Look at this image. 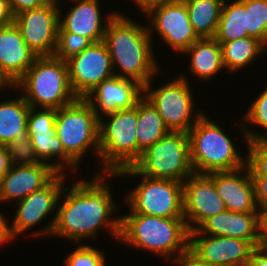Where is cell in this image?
Listing matches in <instances>:
<instances>
[{
    "instance_id": "bcb514c9",
    "label": "cell",
    "mask_w": 267,
    "mask_h": 266,
    "mask_svg": "<svg viewBox=\"0 0 267 266\" xmlns=\"http://www.w3.org/2000/svg\"><path fill=\"white\" fill-rule=\"evenodd\" d=\"M3 177L4 175L0 173V193H1L2 185H3Z\"/></svg>"
},
{
    "instance_id": "603a6c76",
    "label": "cell",
    "mask_w": 267,
    "mask_h": 266,
    "mask_svg": "<svg viewBox=\"0 0 267 266\" xmlns=\"http://www.w3.org/2000/svg\"><path fill=\"white\" fill-rule=\"evenodd\" d=\"M36 57L27 46L15 23L0 27V67L16 83L32 66Z\"/></svg>"
},
{
    "instance_id": "7402d4cb",
    "label": "cell",
    "mask_w": 267,
    "mask_h": 266,
    "mask_svg": "<svg viewBox=\"0 0 267 266\" xmlns=\"http://www.w3.org/2000/svg\"><path fill=\"white\" fill-rule=\"evenodd\" d=\"M57 174L53 166L41 161L33 165H11L3 177L0 203L21 201L45 187Z\"/></svg>"
},
{
    "instance_id": "e0dca14e",
    "label": "cell",
    "mask_w": 267,
    "mask_h": 266,
    "mask_svg": "<svg viewBox=\"0 0 267 266\" xmlns=\"http://www.w3.org/2000/svg\"><path fill=\"white\" fill-rule=\"evenodd\" d=\"M189 249L211 266H247L256 247L243 239L190 231Z\"/></svg>"
},
{
    "instance_id": "ffe728a7",
    "label": "cell",
    "mask_w": 267,
    "mask_h": 266,
    "mask_svg": "<svg viewBox=\"0 0 267 266\" xmlns=\"http://www.w3.org/2000/svg\"><path fill=\"white\" fill-rule=\"evenodd\" d=\"M100 0H70L72 7L63 15L59 9L58 32H72L90 38L94 43L104 40L109 21L117 13L115 10L102 17ZM101 8V9H100ZM104 22V23H103Z\"/></svg>"
},
{
    "instance_id": "3957f363",
    "label": "cell",
    "mask_w": 267,
    "mask_h": 266,
    "mask_svg": "<svg viewBox=\"0 0 267 266\" xmlns=\"http://www.w3.org/2000/svg\"><path fill=\"white\" fill-rule=\"evenodd\" d=\"M120 243L172 261L189 248L184 217L163 218L139 213L120 215ZM170 259V260H169Z\"/></svg>"
},
{
    "instance_id": "7bdbcfd3",
    "label": "cell",
    "mask_w": 267,
    "mask_h": 266,
    "mask_svg": "<svg viewBox=\"0 0 267 266\" xmlns=\"http://www.w3.org/2000/svg\"><path fill=\"white\" fill-rule=\"evenodd\" d=\"M14 88L13 91L17 88V83L13 80V78L0 67V91L4 88L8 90V88Z\"/></svg>"
},
{
    "instance_id": "6da1fadb",
    "label": "cell",
    "mask_w": 267,
    "mask_h": 266,
    "mask_svg": "<svg viewBox=\"0 0 267 266\" xmlns=\"http://www.w3.org/2000/svg\"><path fill=\"white\" fill-rule=\"evenodd\" d=\"M93 175L92 179L73 180V184L64 186L51 236L56 235L78 244L83 240L97 239L101 229L107 227L111 237L119 240L121 217H114L119 205L110 190L112 185L108 180L111 173Z\"/></svg>"
},
{
    "instance_id": "d6986e66",
    "label": "cell",
    "mask_w": 267,
    "mask_h": 266,
    "mask_svg": "<svg viewBox=\"0 0 267 266\" xmlns=\"http://www.w3.org/2000/svg\"><path fill=\"white\" fill-rule=\"evenodd\" d=\"M214 181L226 209L240 213H261L256 201L255 185L247 165L234 171L208 174Z\"/></svg>"
},
{
    "instance_id": "60d3db41",
    "label": "cell",
    "mask_w": 267,
    "mask_h": 266,
    "mask_svg": "<svg viewBox=\"0 0 267 266\" xmlns=\"http://www.w3.org/2000/svg\"><path fill=\"white\" fill-rule=\"evenodd\" d=\"M135 3L140 12L146 14L149 10L156 6L166 4L173 0H130Z\"/></svg>"
},
{
    "instance_id": "7a4b0ae2",
    "label": "cell",
    "mask_w": 267,
    "mask_h": 266,
    "mask_svg": "<svg viewBox=\"0 0 267 266\" xmlns=\"http://www.w3.org/2000/svg\"><path fill=\"white\" fill-rule=\"evenodd\" d=\"M103 41L114 76L134 80L143 87L158 77L161 66L154 56L147 24L137 23L118 10L107 25Z\"/></svg>"
},
{
    "instance_id": "e575fe53",
    "label": "cell",
    "mask_w": 267,
    "mask_h": 266,
    "mask_svg": "<svg viewBox=\"0 0 267 266\" xmlns=\"http://www.w3.org/2000/svg\"><path fill=\"white\" fill-rule=\"evenodd\" d=\"M246 144V165L252 176H267V140H252Z\"/></svg>"
},
{
    "instance_id": "f546056e",
    "label": "cell",
    "mask_w": 267,
    "mask_h": 266,
    "mask_svg": "<svg viewBox=\"0 0 267 266\" xmlns=\"http://www.w3.org/2000/svg\"><path fill=\"white\" fill-rule=\"evenodd\" d=\"M264 88L263 91L258 93L257 98L253 102H250L251 105L248 106L245 115L243 114L244 117L242 118L244 120L237 123L239 124L241 134L243 131V137L245 138L243 140L246 143L252 140H267V86ZM247 123L252 128L253 125L258 126V128L261 127L264 133H258L260 132L259 130L257 132L256 130H251Z\"/></svg>"
},
{
    "instance_id": "74e56055",
    "label": "cell",
    "mask_w": 267,
    "mask_h": 266,
    "mask_svg": "<svg viewBox=\"0 0 267 266\" xmlns=\"http://www.w3.org/2000/svg\"><path fill=\"white\" fill-rule=\"evenodd\" d=\"M49 1L50 0H9V5L15 16L22 11L42 6Z\"/></svg>"
},
{
    "instance_id": "52a82bcc",
    "label": "cell",
    "mask_w": 267,
    "mask_h": 266,
    "mask_svg": "<svg viewBox=\"0 0 267 266\" xmlns=\"http://www.w3.org/2000/svg\"><path fill=\"white\" fill-rule=\"evenodd\" d=\"M139 177L140 183L127 190L124 203L128 213H139L163 218L184 217L183 182L169 179H154L138 173L132 166L117 173H111L113 179L118 177Z\"/></svg>"
},
{
    "instance_id": "f35d334b",
    "label": "cell",
    "mask_w": 267,
    "mask_h": 266,
    "mask_svg": "<svg viewBox=\"0 0 267 266\" xmlns=\"http://www.w3.org/2000/svg\"><path fill=\"white\" fill-rule=\"evenodd\" d=\"M247 266H267V244L252 252Z\"/></svg>"
},
{
    "instance_id": "9a60e30c",
    "label": "cell",
    "mask_w": 267,
    "mask_h": 266,
    "mask_svg": "<svg viewBox=\"0 0 267 266\" xmlns=\"http://www.w3.org/2000/svg\"><path fill=\"white\" fill-rule=\"evenodd\" d=\"M66 62L69 83L77 98H85L103 80L114 76L109 50L104 41L93 43Z\"/></svg>"
},
{
    "instance_id": "7c38bea8",
    "label": "cell",
    "mask_w": 267,
    "mask_h": 266,
    "mask_svg": "<svg viewBox=\"0 0 267 266\" xmlns=\"http://www.w3.org/2000/svg\"><path fill=\"white\" fill-rule=\"evenodd\" d=\"M56 114L57 109L30 107L27 118L28 134L39 161L50 164L58 173L74 171L75 175L79 166L65 153L57 136Z\"/></svg>"
},
{
    "instance_id": "d6a6232c",
    "label": "cell",
    "mask_w": 267,
    "mask_h": 266,
    "mask_svg": "<svg viewBox=\"0 0 267 266\" xmlns=\"http://www.w3.org/2000/svg\"><path fill=\"white\" fill-rule=\"evenodd\" d=\"M63 260V266H109L101 249L88 243L77 244ZM93 246V247H92Z\"/></svg>"
},
{
    "instance_id": "ee69618b",
    "label": "cell",
    "mask_w": 267,
    "mask_h": 266,
    "mask_svg": "<svg viewBox=\"0 0 267 266\" xmlns=\"http://www.w3.org/2000/svg\"><path fill=\"white\" fill-rule=\"evenodd\" d=\"M11 167L9 155L5 145L0 144V173L5 174Z\"/></svg>"
},
{
    "instance_id": "d4e9b609",
    "label": "cell",
    "mask_w": 267,
    "mask_h": 266,
    "mask_svg": "<svg viewBox=\"0 0 267 266\" xmlns=\"http://www.w3.org/2000/svg\"><path fill=\"white\" fill-rule=\"evenodd\" d=\"M222 49V62L228 75L245 70L255 59L266 53V47L257 39L243 37L229 42H218ZM259 56V57H258Z\"/></svg>"
},
{
    "instance_id": "8992f818",
    "label": "cell",
    "mask_w": 267,
    "mask_h": 266,
    "mask_svg": "<svg viewBox=\"0 0 267 266\" xmlns=\"http://www.w3.org/2000/svg\"><path fill=\"white\" fill-rule=\"evenodd\" d=\"M137 122L138 101L134 108L99 118L98 163L102 170L96 173H117L138 160Z\"/></svg>"
},
{
    "instance_id": "ab89813d",
    "label": "cell",
    "mask_w": 267,
    "mask_h": 266,
    "mask_svg": "<svg viewBox=\"0 0 267 266\" xmlns=\"http://www.w3.org/2000/svg\"><path fill=\"white\" fill-rule=\"evenodd\" d=\"M14 23V15L11 11L9 0H0V27Z\"/></svg>"
},
{
    "instance_id": "4dcf8cb0",
    "label": "cell",
    "mask_w": 267,
    "mask_h": 266,
    "mask_svg": "<svg viewBox=\"0 0 267 266\" xmlns=\"http://www.w3.org/2000/svg\"><path fill=\"white\" fill-rule=\"evenodd\" d=\"M247 12V34L267 48V0H239Z\"/></svg>"
},
{
    "instance_id": "4316f807",
    "label": "cell",
    "mask_w": 267,
    "mask_h": 266,
    "mask_svg": "<svg viewBox=\"0 0 267 266\" xmlns=\"http://www.w3.org/2000/svg\"><path fill=\"white\" fill-rule=\"evenodd\" d=\"M199 38H214L225 0H183Z\"/></svg>"
},
{
    "instance_id": "b9f144b4",
    "label": "cell",
    "mask_w": 267,
    "mask_h": 266,
    "mask_svg": "<svg viewBox=\"0 0 267 266\" xmlns=\"http://www.w3.org/2000/svg\"><path fill=\"white\" fill-rule=\"evenodd\" d=\"M3 214L4 213L0 211V245L9 243L8 241L12 242V240L10 239L9 233H8L9 219L8 217L6 218V216Z\"/></svg>"
},
{
    "instance_id": "44dd1931",
    "label": "cell",
    "mask_w": 267,
    "mask_h": 266,
    "mask_svg": "<svg viewBox=\"0 0 267 266\" xmlns=\"http://www.w3.org/2000/svg\"><path fill=\"white\" fill-rule=\"evenodd\" d=\"M197 230L206 235L231 237L263 246L261 213H240L226 210L206 219Z\"/></svg>"
},
{
    "instance_id": "9c48e42d",
    "label": "cell",
    "mask_w": 267,
    "mask_h": 266,
    "mask_svg": "<svg viewBox=\"0 0 267 266\" xmlns=\"http://www.w3.org/2000/svg\"><path fill=\"white\" fill-rule=\"evenodd\" d=\"M132 167L146 177L184 182L194 173L190 161L188 133L169 131L146 148Z\"/></svg>"
},
{
    "instance_id": "f1b7e54d",
    "label": "cell",
    "mask_w": 267,
    "mask_h": 266,
    "mask_svg": "<svg viewBox=\"0 0 267 266\" xmlns=\"http://www.w3.org/2000/svg\"><path fill=\"white\" fill-rule=\"evenodd\" d=\"M243 37H248L245 6L239 0H225L214 38L218 42H229Z\"/></svg>"
},
{
    "instance_id": "277c9868",
    "label": "cell",
    "mask_w": 267,
    "mask_h": 266,
    "mask_svg": "<svg viewBox=\"0 0 267 266\" xmlns=\"http://www.w3.org/2000/svg\"><path fill=\"white\" fill-rule=\"evenodd\" d=\"M221 127L204 112L189 130L190 161L194 173L234 171L246 165L247 155L238 150L237 143H233L231 135Z\"/></svg>"
},
{
    "instance_id": "d590c367",
    "label": "cell",
    "mask_w": 267,
    "mask_h": 266,
    "mask_svg": "<svg viewBox=\"0 0 267 266\" xmlns=\"http://www.w3.org/2000/svg\"><path fill=\"white\" fill-rule=\"evenodd\" d=\"M252 177L255 185L257 205L262 212L267 207V176Z\"/></svg>"
},
{
    "instance_id": "4fadbf2b",
    "label": "cell",
    "mask_w": 267,
    "mask_h": 266,
    "mask_svg": "<svg viewBox=\"0 0 267 266\" xmlns=\"http://www.w3.org/2000/svg\"><path fill=\"white\" fill-rule=\"evenodd\" d=\"M59 0H50L37 8L14 16V23L29 49L37 56H54L59 29Z\"/></svg>"
},
{
    "instance_id": "2e32d148",
    "label": "cell",
    "mask_w": 267,
    "mask_h": 266,
    "mask_svg": "<svg viewBox=\"0 0 267 266\" xmlns=\"http://www.w3.org/2000/svg\"><path fill=\"white\" fill-rule=\"evenodd\" d=\"M213 179L208 174L193 173L183 182V213L189 231L206 219L226 211Z\"/></svg>"
},
{
    "instance_id": "1f68e13d",
    "label": "cell",
    "mask_w": 267,
    "mask_h": 266,
    "mask_svg": "<svg viewBox=\"0 0 267 266\" xmlns=\"http://www.w3.org/2000/svg\"><path fill=\"white\" fill-rule=\"evenodd\" d=\"M11 165H33L40 161L36 157L28 130L20 132L6 145Z\"/></svg>"
},
{
    "instance_id": "8d00e7d4",
    "label": "cell",
    "mask_w": 267,
    "mask_h": 266,
    "mask_svg": "<svg viewBox=\"0 0 267 266\" xmlns=\"http://www.w3.org/2000/svg\"><path fill=\"white\" fill-rule=\"evenodd\" d=\"M174 266H211L196 254H194L189 248L181 255L172 260Z\"/></svg>"
},
{
    "instance_id": "cb8c5ba5",
    "label": "cell",
    "mask_w": 267,
    "mask_h": 266,
    "mask_svg": "<svg viewBox=\"0 0 267 266\" xmlns=\"http://www.w3.org/2000/svg\"><path fill=\"white\" fill-rule=\"evenodd\" d=\"M190 55L187 68L192 75L197 77L201 82L209 83L214 76L223 71L221 45L215 38H199L181 55ZM204 80V81H203Z\"/></svg>"
},
{
    "instance_id": "5b68a950",
    "label": "cell",
    "mask_w": 267,
    "mask_h": 266,
    "mask_svg": "<svg viewBox=\"0 0 267 266\" xmlns=\"http://www.w3.org/2000/svg\"><path fill=\"white\" fill-rule=\"evenodd\" d=\"M17 90L32 108L59 109L77 99L69 83L67 62L55 56L36 57L17 82Z\"/></svg>"
},
{
    "instance_id": "ba28073f",
    "label": "cell",
    "mask_w": 267,
    "mask_h": 266,
    "mask_svg": "<svg viewBox=\"0 0 267 266\" xmlns=\"http://www.w3.org/2000/svg\"><path fill=\"white\" fill-rule=\"evenodd\" d=\"M55 126L65 153L77 165L92 149L99 161V118L84 98L57 109Z\"/></svg>"
},
{
    "instance_id": "f6af8a7d",
    "label": "cell",
    "mask_w": 267,
    "mask_h": 266,
    "mask_svg": "<svg viewBox=\"0 0 267 266\" xmlns=\"http://www.w3.org/2000/svg\"><path fill=\"white\" fill-rule=\"evenodd\" d=\"M262 235L267 244V207L261 212Z\"/></svg>"
},
{
    "instance_id": "8fae6325",
    "label": "cell",
    "mask_w": 267,
    "mask_h": 266,
    "mask_svg": "<svg viewBox=\"0 0 267 266\" xmlns=\"http://www.w3.org/2000/svg\"><path fill=\"white\" fill-rule=\"evenodd\" d=\"M68 177V174L58 173L45 187L34 191L21 201L15 203L16 205L18 204L15 207L17 208L14 213L15 217L13 216L11 223L8 222V233L12 241L15 238L21 237V234L27 233V230H31L38 224L40 225L54 211V216L48 218L51 220L46 225H43L42 229L33 231L35 237H40L41 234L45 236L52 234L57 216L56 206L65 184L69 181Z\"/></svg>"
},
{
    "instance_id": "836d02e7",
    "label": "cell",
    "mask_w": 267,
    "mask_h": 266,
    "mask_svg": "<svg viewBox=\"0 0 267 266\" xmlns=\"http://www.w3.org/2000/svg\"><path fill=\"white\" fill-rule=\"evenodd\" d=\"M93 43L88 37L72 32H58L57 47L54 56L63 61H67Z\"/></svg>"
},
{
    "instance_id": "5bb4252c",
    "label": "cell",
    "mask_w": 267,
    "mask_h": 266,
    "mask_svg": "<svg viewBox=\"0 0 267 266\" xmlns=\"http://www.w3.org/2000/svg\"><path fill=\"white\" fill-rule=\"evenodd\" d=\"M145 15L146 19L149 18L150 26L148 24L147 28L152 42L154 33H157L159 40L164 41L162 44L171 48V51L182 54L199 39L189 21L183 0H173L156 6Z\"/></svg>"
},
{
    "instance_id": "83f0119b",
    "label": "cell",
    "mask_w": 267,
    "mask_h": 266,
    "mask_svg": "<svg viewBox=\"0 0 267 266\" xmlns=\"http://www.w3.org/2000/svg\"><path fill=\"white\" fill-rule=\"evenodd\" d=\"M29 104L23 95L0 101V144L12 142L20 132L27 129Z\"/></svg>"
},
{
    "instance_id": "484cf974",
    "label": "cell",
    "mask_w": 267,
    "mask_h": 266,
    "mask_svg": "<svg viewBox=\"0 0 267 266\" xmlns=\"http://www.w3.org/2000/svg\"><path fill=\"white\" fill-rule=\"evenodd\" d=\"M169 131L158 110L147 98L142 96L138 100V122L136 127L138 159L146 148L155 144Z\"/></svg>"
},
{
    "instance_id": "ac0fdd59",
    "label": "cell",
    "mask_w": 267,
    "mask_h": 266,
    "mask_svg": "<svg viewBox=\"0 0 267 266\" xmlns=\"http://www.w3.org/2000/svg\"><path fill=\"white\" fill-rule=\"evenodd\" d=\"M142 96L143 86L138 82L112 76L98 84L84 99L101 118L116 111L134 108Z\"/></svg>"
},
{
    "instance_id": "30bf717a",
    "label": "cell",
    "mask_w": 267,
    "mask_h": 266,
    "mask_svg": "<svg viewBox=\"0 0 267 266\" xmlns=\"http://www.w3.org/2000/svg\"><path fill=\"white\" fill-rule=\"evenodd\" d=\"M172 79L160 87L152 86L151 80L143 87V96L158 110L170 131L188 133L204 111L196 109L190 79L183 73Z\"/></svg>"
}]
</instances>
